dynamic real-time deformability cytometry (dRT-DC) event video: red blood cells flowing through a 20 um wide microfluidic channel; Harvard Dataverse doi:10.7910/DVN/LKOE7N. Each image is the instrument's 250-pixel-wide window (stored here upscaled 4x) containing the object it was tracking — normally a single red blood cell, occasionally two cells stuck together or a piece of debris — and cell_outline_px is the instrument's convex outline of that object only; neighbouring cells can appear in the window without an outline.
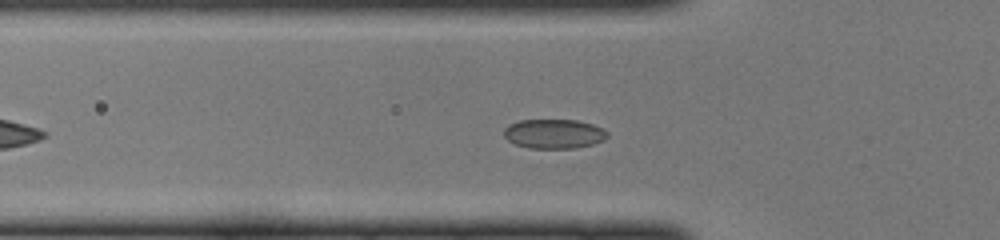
{"species": "common noctule bat (a hibernating species)", "species_latin": "Nyctalus noctula", "temperature_condition": "cold", "stored_images_in_passage": 43, "camera_frame_rate_fps": 3000, "um_per_image_px": 0.085, "animal": {"sex": "female", "body_mass_g": 22.0, "forearm_length_mm": 56.7}, "frame": {"image": 1, "passage_image": 10, "time_ms": 3.0, "image_size_px": [1000, 240], "cell_outline_px": [[608, 136], [604, 140], [592, 144], [572, 148], [528, 148], [516, 144], [508, 140], [504, 136], [504, 128], [508, 124], [520, 120], [576, 120], [592, 124], [608, 132]], "centroid_in_image_um": [47.06, 11.37], "position_along_channel_um": 78.7, "area_um2": 17.63}}
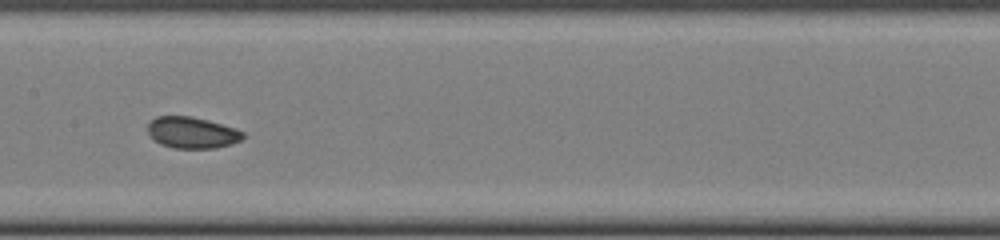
{"frame": {"image": 2, "passage_image": 18, "time_ms": 5.667, "image_size_px": [1000, 240], "cell_outline_px": [[244, 136], [240, 140], [232, 144], [216, 148], [172, 148], [160, 144], [148, 132], [148, 124], [156, 116], [192, 116], [208, 120], [236, 128], [244, 132]], "centroid_in_image_um": [16.35, 11.27], "position_along_channel_um": 191.1, "area_um2": 17.4}}
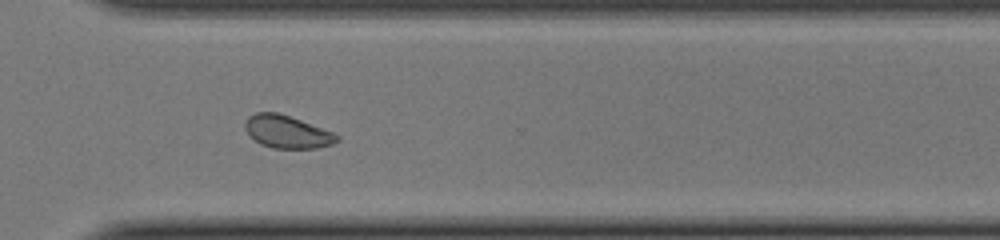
{"frame": {"image": 3, "passage_image": 29, "time_ms": 9.333, "image_size_px": [1000, 240], "cell_outline_px": [[340, 140], [332, 144], [316, 148], [272, 148], [260, 144], [248, 136], [244, 128], [244, 124], [248, 116], [256, 112], [276, 112], [300, 120], [332, 132], [340, 136]], "centroid_in_image_um": [24.35, 11.21], "position_along_channel_um": 346.2, "area_um2": 17.51}}